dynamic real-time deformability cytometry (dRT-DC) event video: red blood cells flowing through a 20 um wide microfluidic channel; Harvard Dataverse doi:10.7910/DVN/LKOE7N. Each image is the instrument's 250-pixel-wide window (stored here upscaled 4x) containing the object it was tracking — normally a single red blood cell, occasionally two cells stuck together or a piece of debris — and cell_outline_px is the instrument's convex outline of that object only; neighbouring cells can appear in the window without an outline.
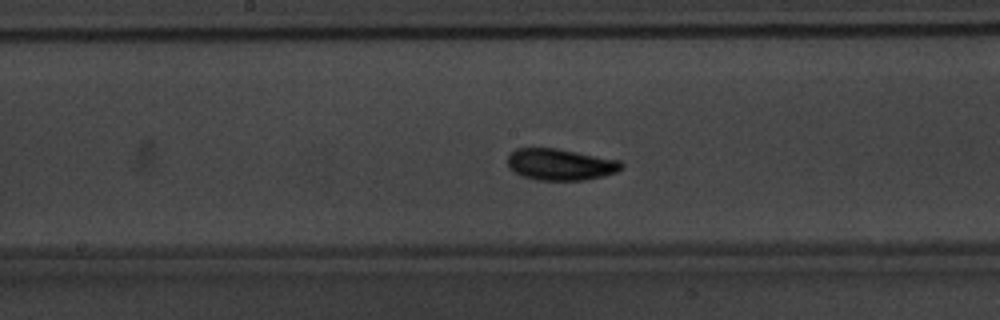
{"species": "common noctule bat (a hibernating species)", "species_latin": "Nyctalus noctula", "temperature_condition": "warm", "stored_images_in_passage": 55, "camera_frame_rate_fps": 3000, "um_per_image_px": 0.085, "animal": {"sex": "male", "body_mass_g": 20.1, "forearm_length_mm": 53.5}, "frame": {"image": 1, "passage_image": 29, "time_ms": 9.333, "image_size_px": [1000, 320], "cell_outline_px": [[624, 164], [616, 172], [604, 176], [584, 180], [536, 180], [520, 176], [508, 168], [508, 156], [516, 148], [556, 148], [620, 160]], "centroid_in_image_um": [47.61, 13.98], "position_along_channel_um": 200.6, "area_um2": 20.98}}
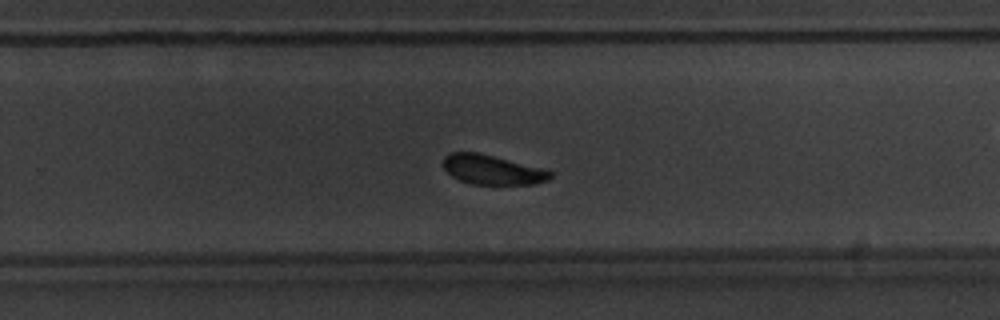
{"frame": {"image": 2, "passage_image": 36, "time_ms": 11.667, "image_size_px": [1000, 320], "cell_outline_px": [[552, 176], [548, 180], [536, 184], [472, 184], [460, 180], [452, 176], [444, 168], [444, 156], [448, 152], [476, 152], [548, 168], [552, 172]], "centroid_in_image_um": [41.9, 14.42], "position_along_channel_um": 287.9, "area_um2": 18.67}}
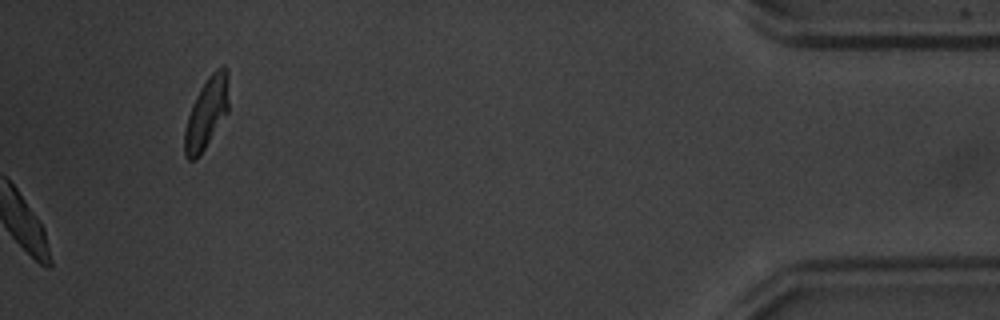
{"frame": {"image": 3, "passage_image": 55, "time_ms": 18.0, "image_size_px": [1000, 320], "cell_outline_px": [[228, 112], [196, 160], [188, 160], [184, 156], [184, 132], [188, 116], [192, 104], [200, 88], [208, 76], [220, 64], [224, 64], [228, 68]], "centroid_in_image_um": [17.56, 9.56], "position_along_channel_um": 417.6, "area_um2": 18.38}, "authors_computed_cell_mechanics": {"area_um2": 19.3052, "velocity_mm_per_s": 3.7572, "shape_relaxation_time_tau1_ms": 1.5666, "shape_relaxation_time_tau2_ms": 3.1572, "deformation_change_tau1": 0.1087, "deformation_change_tau2": 0.0801}}